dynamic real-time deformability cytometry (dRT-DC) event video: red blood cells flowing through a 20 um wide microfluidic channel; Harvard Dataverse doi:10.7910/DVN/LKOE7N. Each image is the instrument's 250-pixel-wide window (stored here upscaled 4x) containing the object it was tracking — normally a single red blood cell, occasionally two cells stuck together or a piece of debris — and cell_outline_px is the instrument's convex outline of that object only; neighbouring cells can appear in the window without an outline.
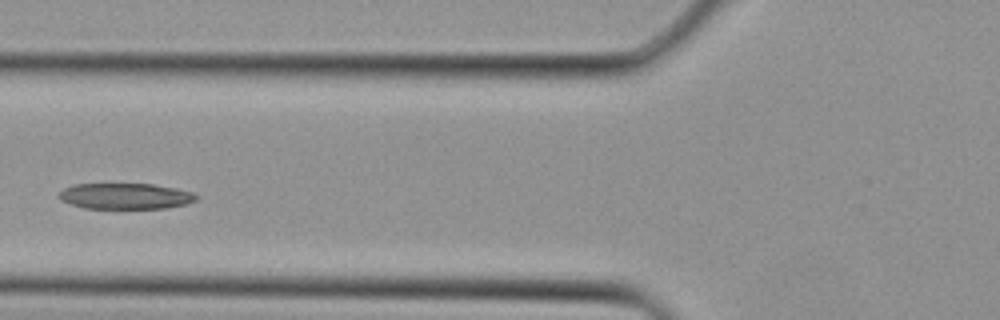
{"species": "Egyptian fruit bat (a non-hibernating species)", "species_latin": "Rousettus aegyptiacus", "temperature_condition": "cold", "stored_images_in_passage": 2, "camera_frame_rate_fps": 3000, "um_per_image_px": 0.085, "animal": {"sex": "female"}, "frame": {"image": 1, "passage_image": 2, "time_ms": 0.333, "image_size_px": [1000, 320], "cell_outline_px": [[200, 196], [196, 200], [184, 204], [168, 208], [84, 208], [60, 200], [56, 196], [64, 188], [72, 184], [152, 184], [176, 188], [192, 192]], "centroid_in_image_um": [10.65, 16.66], "position_along_channel_um": 115.2, "area_um2": 20.75}}